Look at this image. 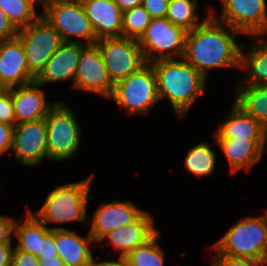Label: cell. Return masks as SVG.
Instances as JSON below:
<instances>
[{"label": "cell", "mask_w": 267, "mask_h": 266, "mask_svg": "<svg viewBox=\"0 0 267 266\" xmlns=\"http://www.w3.org/2000/svg\"><path fill=\"white\" fill-rule=\"evenodd\" d=\"M40 266H64L62 259L59 256L41 258L39 260Z\"/></svg>", "instance_id": "42"}, {"label": "cell", "mask_w": 267, "mask_h": 266, "mask_svg": "<svg viewBox=\"0 0 267 266\" xmlns=\"http://www.w3.org/2000/svg\"><path fill=\"white\" fill-rule=\"evenodd\" d=\"M159 230L145 244L138 246L123 259L127 266H164L165 252L159 244Z\"/></svg>", "instance_id": "28"}, {"label": "cell", "mask_w": 267, "mask_h": 266, "mask_svg": "<svg viewBox=\"0 0 267 266\" xmlns=\"http://www.w3.org/2000/svg\"><path fill=\"white\" fill-rule=\"evenodd\" d=\"M45 118L17 123L14 126L12 155L22 166L40 165L49 159Z\"/></svg>", "instance_id": "12"}, {"label": "cell", "mask_w": 267, "mask_h": 266, "mask_svg": "<svg viewBox=\"0 0 267 266\" xmlns=\"http://www.w3.org/2000/svg\"><path fill=\"white\" fill-rule=\"evenodd\" d=\"M154 219L147 210L143 211L134 221L116 228L106 234L102 240L104 245L112 246L120 252L119 258H124L138 246L145 244L159 230L154 227Z\"/></svg>", "instance_id": "15"}, {"label": "cell", "mask_w": 267, "mask_h": 266, "mask_svg": "<svg viewBox=\"0 0 267 266\" xmlns=\"http://www.w3.org/2000/svg\"><path fill=\"white\" fill-rule=\"evenodd\" d=\"M0 123L13 126L16 124L11 88L0 92Z\"/></svg>", "instance_id": "31"}, {"label": "cell", "mask_w": 267, "mask_h": 266, "mask_svg": "<svg viewBox=\"0 0 267 266\" xmlns=\"http://www.w3.org/2000/svg\"><path fill=\"white\" fill-rule=\"evenodd\" d=\"M57 255V249L55 244V228L51 229L44 237L41 239L40 252H38L37 257L41 258L55 257Z\"/></svg>", "instance_id": "34"}, {"label": "cell", "mask_w": 267, "mask_h": 266, "mask_svg": "<svg viewBox=\"0 0 267 266\" xmlns=\"http://www.w3.org/2000/svg\"><path fill=\"white\" fill-rule=\"evenodd\" d=\"M50 228H55L57 255L62 259L64 266H89L94 258L90 246L96 247L89 233L84 237L60 226Z\"/></svg>", "instance_id": "21"}, {"label": "cell", "mask_w": 267, "mask_h": 266, "mask_svg": "<svg viewBox=\"0 0 267 266\" xmlns=\"http://www.w3.org/2000/svg\"><path fill=\"white\" fill-rule=\"evenodd\" d=\"M260 266H267V261H265L263 264H261Z\"/></svg>", "instance_id": "45"}, {"label": "cell", "mask_w": 267, "mask_h": 266, "mask_svg": "<svg viewBox=\"0 0 267 266\" xmlns=\"http://www.w3.org/2000/svg\"><path fill=\"white\" fill-rule=\"evenodd\" d=\"M71 0H36V4L40 5L41 8L45 9L49 5L60 3V2H67Z\"/></svg>", "instance_id": "43"}, {"label": "cell", "mask_w": 267, "mask_h": 266, "mask_svg": "<svg viewBox=\"0 0 267 266\" xmlns=\"http://www.w3.org/2000/svg\"><path fill=\"white\" fill-rule=\"evenodd\" d=\"M144 210L137 207L132 201L115 200L101 203L93 213L89 234L96 245L109 232L134 221Z\"/></svg>", "instance_id": "14"}, {"label": "cell", "mask_w": 267, "mask_h": 266, "mask_svg": "<svg viewBox=\"0 0 267 266\" xmlns=\"http://www.w3.org/2000/svg\"><path fill=\"white\" fill-rule=\"evenodd\" d=\"M13 243L0 244V266H11L15 247Z\"/></svg>", "instance_id": "39"}, {"label": "cell", "mask_w": 267, "mask_h": 266, "mask_svg": "<svg viewBox=\"0 0 267 266\" xmlns=\"http://www.w3.org/2000/svg\"><path fill=\"white\" fill-rule=\"evenodd\" d=\"M25 218L23 221L16 219L14 236L18 241L15 248L37 256L40 252L41 239L51 228L39 221L30 211L26 212Z\"/></svg>", "instance_id": "25"}, {"label": "cell", "mask_w": 267, "mask_h": 266, "mask_svg": "<svg viewBox=\"0 0 267 266\" xmlns=\"http://www.w3.org/2000/svg\"><path fill=\"white\" fill-rule=\"evenodd\" d=\"M35 81L29 72L25 51L15 37L0 41V84L5 89L18 87Z\"/></svg>", "instance_id": "16"}, {"label": "cell", "mask_w": 267, "mask_h": 266, "mask_svg": "<svg viewBox=\"0 0 267 266\" xmlns=\"http://www.w3.org/2000/svg\"><path fill=\"white\" fill-rule=\"evenodd\" d=\"M267 0H221L219 17L215 10L210 14L220 22L248 37H267Z\"/></svg>", "instance_id": "10"}, {"label": "cell", "mask_w": 267, "mask_h": 266, "mask_svg": "<svg viewBox=\"0 0 267 266\" xmlns=\"http://www.w3.org/2000/svg\"><path fill=\"white\" fill-rule=\"evenodd\" d=\"M36 5V0H0V9L18 29L28 26L41 16L36 11Z\"/></svg>", "instance_id": "29"}, {"label": "cell", "mask_w": 267, "mask_h": 266, "mask_svg": "<svg viewBox=\"0 0 267 266\" xmlns=\"http://www.w3.org/2000/svg\"><path fill=\"white\" fill-rule=\"evenodd\" d=\"M152 18L143 5L124 11L122 18V36L138 40L147 29Z\"/></svg>", "instance_id": "30"}, {"label": "cell", "mask_w": 267, "mask_h": 266, "mask_svg": "<svg viewBox=\"0 0 267 266\" xmlns=\"http://www.w3.org/2000/svg\"><path fill=\"white\" fill-rule=\"evenodd\" d=\"M14 126L0 123V156L12 151Z\"/></svg>", "instance_id": "38"}, {"label": "cell", "mask_w": 267, "mask_h": 266, "mask_svg": "<svg viewBox=\"0 0 267 266\" xmlns=\"http://www.w3.org/2000/svg\"><path fill=\"white\" fill-rule=\"evenodd\" d=\"M109 99L129 115H148L160 101L152 63L146 62L137 71L116 82Z\"/></svg>", "instance_id": "5"}, {"label": "cell", "mask_w": 267, "mask_h": 266, "mask_svg": "<svg viewBox=\"0 0 267 266\" xmlns=\"http://www.w3.org/2000/svg\"><path fill=\"white\" fill-rule=\"evenodd\" d=\"M186 31L167 18L152 19L137 40L148 63L163 59L182 58Z\"/></svg>", "instance_id": "7"}, {"label": "cell", "mask_w": 267, "mask_h": 266, "mask_svg": "<svg viewBox=\"0 0 267 266\" xmlns=\"http://www.w3.org/2000/svg\"><path fill=\"white\" fill-rule=\"evenodd\" d=\"M105 66L112 82L126 78L137 71L146 61L136 39L112 37L97 40Z\"/></svg>", "instance_id": "11"}, {"label": "cell", "mask_w": 267, "mask_h": 266, "mask_svg": "<svg viewBox=\"0 0 267 266\" xmlns=\"http://www.w3.org/2000/svg\"><path fill=\"white\" fill-rule=\"evenodd\" d=\"M215 138L267 140V132L259 121L246 113L234 101L224 121L213 131Z\"/></svg>", "instance_id": "22"}, {"label": "cell", "mask_w": 267, "mask_h": 266, "mask_svg": "<svg viewBox=\"0 0 267 266\" xmlns=\"http://www.w3.org/2000/svg\"><path fill=\"white\" fill-rule=\"evenodd\" d=\"M169 0H143V7L152 19L165 18Z\"/></svg>", "instance_id": "33"}, {"label": "cell", "mask_w": 267, "mask_h": 266, "mask_svg": "<svg viewBox=\"0 0 267 266\" xmlns=\"http://www.w3.org/2000/svg\"><path fill=\"white\" fill-rule=\"evenodd\" d=\"M94 174L74 183H66L53 189L43 206L36 212L30 211L46 226L82 222L88 224L87 206Z\"/></svg>", "instance_id": "3"}, {"label": "cell", "mask_w": 267, "mask_h": 266, "mask_svg": "<svg viewBox=\"0 0 267 266\" xmlns=\"http://www.w3.org/2000/svg\"><path fill=\"white\" fill-rule=\"evenodd\" d=\"M197 9L198 0H169L165 18L175 26L189 32L203 21Z\"/></svg>", "instance_id": "27"}, {"label": "cell", "mask_w": 267, "mask_h": 266, "mask_svg": "<svg viewBox=\"0 0 267 266\" xmlns=\"http://www.w3.org/2000/svg\"><path fill=\"white\" fill-rule=\"evenodd\" d=\"M215 141L227 158L230 174L242 169L250 171L267 153V140L215 138Z\"/></svg>", "instance_id": "19"}, {"label": "cell", "mask_w": 267, "mask_h": 266, "mask_svg": "<svg viewBox=\"0 0 267 266\" xmlns=\"http://www.w3.org/2000/svg\"><path fill=\"white\" fill-rule=\"evenodd\" d=\"M96 39L122 37L123 11L114 0H80Z\"/></svg>", "instance_id": "20"}, {"label": "cell", "mask_w": 267, "mask_h": 266, "mask_svg": "<svg viewBox=\"0 0 267 266\" xmlns=\"http://www.w3.org/2000/svg\"><path fill=\"white\" fill-rule=\"evenodd\" d=\"M241 34L215 19L208 11L197 27L186 32L183 58L206 80L213 69H240L242 45L234 38Z\"/></svg>", "instance_id": "1"}, {"label": "cell", "mask_w": 267, "mask_h": 266, "mask_svg": "<svg viewBox=\"0 0 267 266\" xmlns=\"http://www.w3.org/2000/svg\"><path fill=\"white\" fill-rule=\"evenodd\" d=\"M47 126V150L51 161L71 159L80 148L82 132L73 110L65 102L57 100L45 117Z\"/></svg>", "instance_id": "6"}, {"label": "cell", "mask_w": 267, "mask_h": 266, "mask_svg": "<svg viewBox=\"0 0 267 266\" xmlns=\"http://www.w3.org/2000/svg\"><path fill=\"white\" fill-rule=\"evenodd\" d=\"M42 10L41 16L58 31L62 41L96 44V36L80 0L55 3ZM73 37L79 38L71 39Z\"/></svg>", "instance_id": "8"}, {"label": "cell", "mask_w": 267, "mask_h": 266, "mask_svg": "<svg viewBox=\"0 0 267 266\" xmlns=\"http://www.w3.org/2000/svg\"><path fill=\"white\" fill-rule=\"evenodd\" d=\"M19 29L8 16L0 9V41L15 38Z\"/></svg>", "instance_id": "37"}, {"label": "cell", "mask_w": 267, "mask_h": 266, "mask_svg": "<svg viewBox=\"0 0 267 266\" xmlns=\"http://www.w3.org/2000/svg\"><path fill=\"white\" fill-rule=\"evenodd\" d=\"M73 89L88 91L109 99L114 90V83L109 77L99 47L87 45L81 52Z\"/></svg>", "instance_id": "13"}, {"label": "cell", "mask_w": 267, "mask_h": 266, "mask_svg": "<svg viewBox=\"0 0 267 266\" xmlns=\"http://www.w3.org/2000/svg\"><path fill=\"white\" fill-rule=\"evenodd\" d=\"M115 4L124 12L141 5L143 0H114Z\"/></svg>", "instance_id": "41"}, {"label": "cell", "mask_w": 267, "mask_h": 266, "mask_svg": "<svg viewBox=\"0 0 267 266\" xmlns=\"http://www.w3.org/2000/svg\"><path fill=\"white\" fill-rule=\"evenodd\" d=\"M86 44L63 41L56 52L48 60L44 69L35 78L42 86L47 83L72 81L74 85L79 57Z\"/></svg>", "instance_id": "17"}, {"label": "cell", "mask_w": 267, "mask_h": 266, "mask_svg": "<svg viewBox=\"0 0 267 266\" xmlns=\"http://www.w3.org/2000/svg\"><path fill=\"white\" fill-rule=\"evenodd\" d=\"M259 38L249 37L250 50L247 53H244L246 47L242 45L240 69H246V74L244 78H238V84H267V40L265 36Z\"/></svg>", "instance_id": "23"}, {"label": "cell", "mask_w": 267, "mask_h": 266, "mask_svg": "<svg viewBox=\"0 0 267 266\" xmlns=\"http://www.w3.org/2000/svg\"><path fill=\"white\" fill-rule=\"evenodd\" d=\"M216 165V153L207 142H200L188 149L184 159V169L197 179L213 174Z\"/></svg>", "instance_id": "26"}, {"label": "cell", "mask_w": 267, "mask_h": 266, "mask_svg": "<svg viewBox=\"0 0 267 266\" xmlns=\"http://www.w3.org/2000/svg\"><path fill=\"white\" fill-rule=\"evenodd\" d=\"M152 62L159 100L170 102L179 120L186 118L193 103L206 89L207 80L183 57Z\"/></svg>", "instance_id": "2"}, {"label": "cell", "mask_w": 267, "mask_h": 266, "mask_svg": "<svg viewBox=\"0 0 267 266\" xmlns=\"http://www.w3.org/2000/svg\"><path fill=\"white\" fill-rule=\"evenodd\" d=\"M15 222L16 218L0 214V244L13 242Z\"/></svg>", "instance_id": "35"}, {"label": "cell", "mask_w": 267, "mask_h": 266, "mask_svg": "<svg viewBox=\"0 0 267 266\" xmlns=\"http://www.w3.org/2000/svg\"><path fill=\"white\" fill-rule=\"evenodd\" d=\"M41 86L33 81L11 88L16 124L45 118L49 109L55 104L46 100V92Z\"/></svg>", "instance_id": "18"}, {"label": "cell", "mask_w": 267, "mask_h": 266, "mask_svg": "<svg viewBox=\"0 0 267 266\" xmlns=\"http://www.w3.org/2000/svg\"><path fill=\"white\" fill-rule=\"evenodd\" d=\"M100 257L96 258V261L94 260L95 258H93L90 261L89 266H127L126 262L124 261V259L119 258L117 260H106V261H99L97 259H99Z\"/></svg>", "instance_id": "40"}, {"label": "cell", "mask_w": 267, "mask_h": 266, "mask_svg": "<svg viewBox=\"0 0 267 266\" xmlns=\"http://www.w3.org/2000/svg\"><path fill=\"white\" fill-rule=\"evenodd\" d=\"M25 51L29 72L36 78L63 42L60 34L42 16L16 36Z\"/></svg>", "instance_id": "9"}, {"label": "cell", "mask_w": 267, "mask_h": 266, "mask_svg": "<svg viewBox=\"0 0 267 266\" xmlns=\"http://www.w3.org/2000/svg\"><path fill=\"white\" fill-rule=\"evenodd\" d=\"M212 246L223 255L263 264L267 261V211L262 216L237 221Z\"/></svg>", "instance_id": "4"}, {"label": "cell", "mask_w": 267, "mask_h": 266, "mask_svg": "<svg viewBox=\"0 0 267 266\" xmlns=\"http://www.w3.org/2000/svg\"><path fill=\"white\" fill-rule=\"evenodd\" d=\"M235 91L234 102L267 132V84H238Z\"/></svg>", "instance_id": "24"}, {"label": "cell", "mask_w": 267, "mask_h": 266, "mask_svg": "<svg viewBox=\"0 0 267 266\" xmlns=\"http://www.w3.org/2000/svg\"><path fill=\"white\" fill-rule=\"evenodd\" d=\"M5 88L0 84V92H2Z\"/></svg>", "instance_id": "44"}, {"label": "cell", "mask_w": 267, "mask_h": 266, "mask_svg": "<svg viewBox=\"0 0 267 266\" xmlns=\"http://www.w3.org/2000/svg\"><path fill=\"white\" fill-rule=\"evenodd\" d=\"M11 266H40L39 259L36 255L14 249Z\"/></svg>", "instance_id": "36"}, {"label": "cell", "mask_w": 267, "mask_h": 266, "mask_svg": "<svg viewBox=\"0 0 267 266\" xmlns=\"http://www.w3.org/2000/svg\"><path fill=\"white\" fill-rule=\"evenodd\" d=\"M217 254H213V262L211 266H260L259 262L246 259V258H237L228 255H223L219 253L213 246L210 247Z\"/></svg>", "instance_id": "32"}]
</instances>
